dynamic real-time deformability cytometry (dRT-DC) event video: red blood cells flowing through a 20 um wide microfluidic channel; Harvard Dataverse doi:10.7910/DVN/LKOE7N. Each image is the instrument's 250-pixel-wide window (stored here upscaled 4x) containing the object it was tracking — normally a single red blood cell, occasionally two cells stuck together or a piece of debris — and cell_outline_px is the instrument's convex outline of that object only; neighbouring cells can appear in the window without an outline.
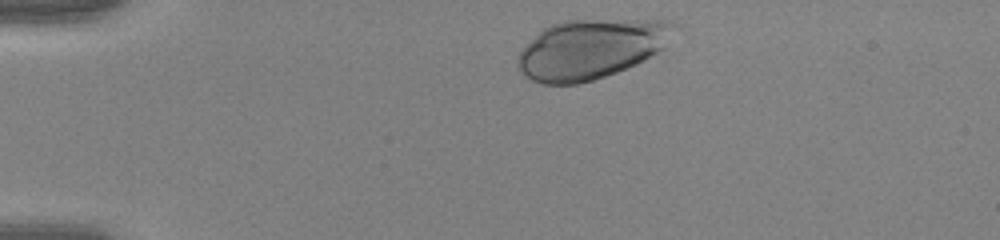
{"species": "human", "species_latin": "Homo sapiens", "temperature_condition": "warm", "stored_images_in_passage": 43, "camera_frame_rate_fps": 3000, "um_per_image_px": 0.085, "donor": {"sex": "female"}, "frame": {"image": 1, "passage_image": 2, "time_ms": 0.333, "image_size_px": [1000, 240], "cell_outline_px": [[672, 24], [664, 48], [644, 60], [636, 64], [616, 72], [592, 80], [576, 84], [540, 84], [524, 76], [520, 72], [516, 64], [516, 60], [520, 52], [544, 28], [552, 24], [564, 20], [672, 20]], "centroid_in_image_um": [50.16, 4.18], "position_along_channel_um": 34.8, "area_um2": 53.58}}
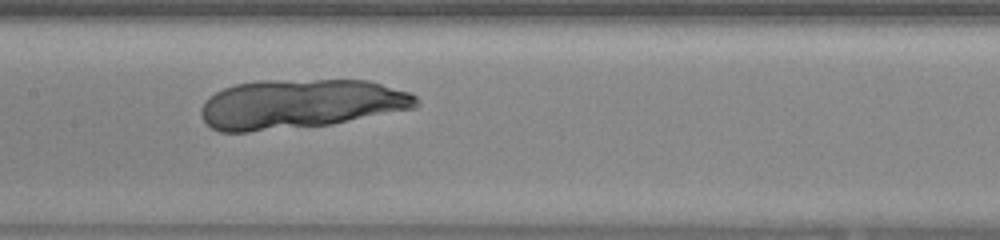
{"frame": {"image": 2, "passage_image": 18, "time_ms": 5.667, "image_size_px": [1000, 240], "cell_outline_px": [[420, 104], [416, 108], [332, 124], [248, 132], [220, 132], [204, 124], [200, 116], [200, 108], [204, 100], [216, 92], [224, 88], [236, 84], [260, 80], [368, 80], [408, 92], [416, 96]], "centroid_in_image_um": [25.49, 8.84], "position_along_channel_um": 181.9, "area_um2": 62.31}}
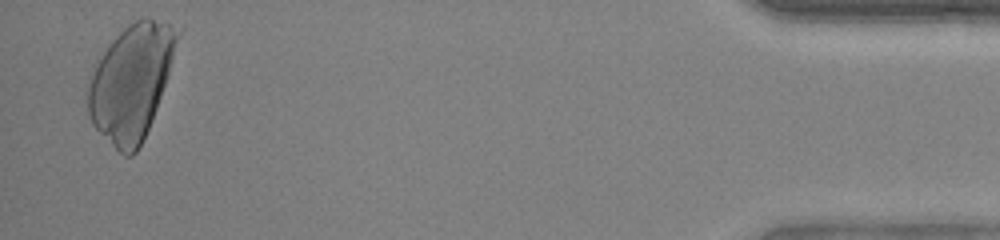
{"frame": {"image": 3, "passage_image": 42, "time_ms": 13.667, "image_size_px": [1000, 240], "cell_outline_px": [[184, 28], [152, 120], [136, 152], [132, 156], [124, 156], [92, 124], [88, 116], [88, 84], [96, 64], [112, 40], [128, 24], [144, 16], [148, 16], [184, 24]], "centroid_in_image_um": [11.23, 6.87], "position_along_channel_um": 424.0, "area_um2": 60.17}}